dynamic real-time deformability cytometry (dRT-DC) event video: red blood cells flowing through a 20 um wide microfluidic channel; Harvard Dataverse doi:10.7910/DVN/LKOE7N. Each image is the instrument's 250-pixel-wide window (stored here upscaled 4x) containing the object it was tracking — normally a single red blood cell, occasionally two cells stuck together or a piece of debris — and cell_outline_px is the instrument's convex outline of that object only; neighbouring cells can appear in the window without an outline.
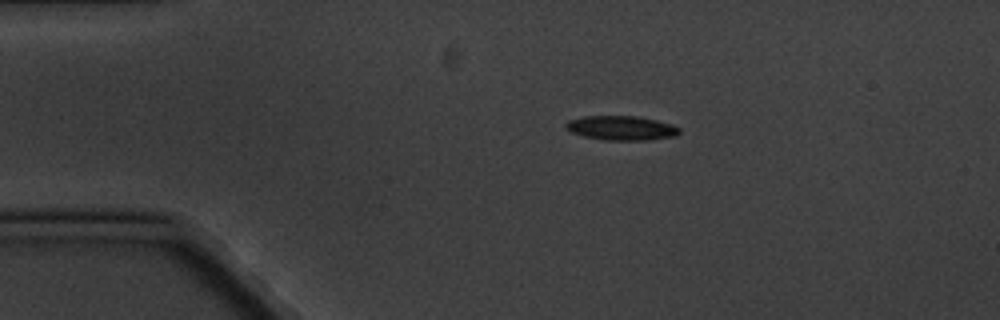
{"species": "common noctule bat (a hibernating species)", "species_latin": "Nyctalus noctula", "temperature_condition": "cold", "stored_images_in_passage": 7, "camera_frame_rate_fps": 3000, "um_per_image_px": 0.085, "animal": {"sex": "male", "body_mass_g": 20.1, "forearm_length_mm": 53.5}, "frame": {"image": 1, "passage_image": 1, "time_ms": 0.0, "image_size_px": [1000, 320], "cell_outline_px": [[680, 132], [676, 136], [648, 140], [608, 140], [584, 136], [572, 132], [564, 128], [564, 124], [568, 120], [580, 116], [640, 116], [672, 124], [680, 128]], "centroid_in_image_um": [52.81, 10.87], "position_along_channel_um": 32.2, "area_um2": 16.24}}
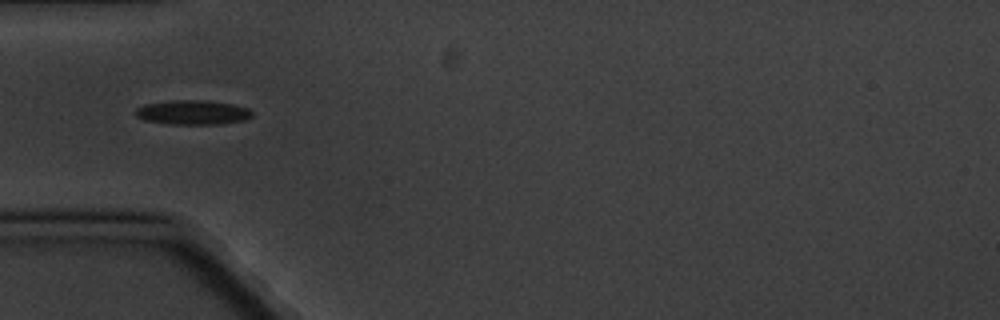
{"frame": {"image": 2, "passage_image": 3, "time_ms": 2.333, "image_size_px": [1000, 320], "cell_outline_px": [[252, 116], [244, 120], [220, 124], [168, 124], [144, 120], [136, 116], [136, 108], [144, 104], [172, 100], [200, 100], [232, 104], [248, 108], [252, 112]], "centroid_in_image_um": [16.36, 9.56], "position_along_channel_um": 68.6, "area_um2": 16.53}}